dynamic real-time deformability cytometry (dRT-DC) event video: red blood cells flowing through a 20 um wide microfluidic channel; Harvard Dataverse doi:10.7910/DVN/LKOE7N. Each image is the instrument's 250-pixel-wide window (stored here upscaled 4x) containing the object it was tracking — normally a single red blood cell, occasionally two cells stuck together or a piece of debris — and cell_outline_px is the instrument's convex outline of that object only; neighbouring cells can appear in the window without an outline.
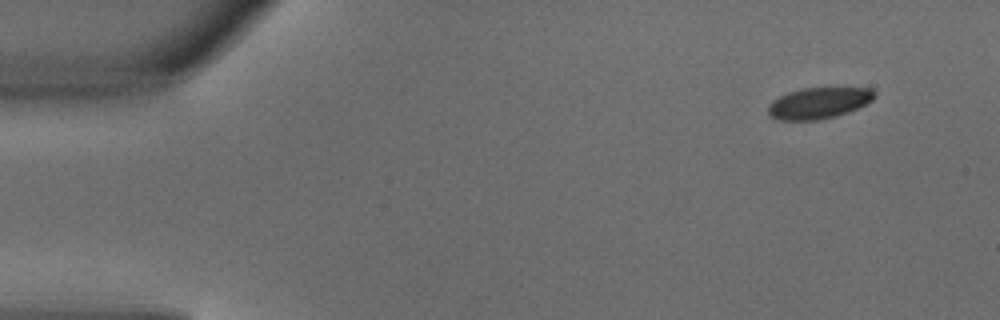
{"species": "common noctule bat (a hibernating species)", "species_latin": "Nyctalus noctula", "temperature_condition": "warm", "stored_images_in_passage": 6, "camera_frame_rate_fps": 3000, "um_per_image_px": 0.085, "animal": {"sex": "male", "body_mass_g": 18.8}, "frame": {"image": 1, "passage_image": 1, "time_ms": 0.0, "image_size_px": [1000, 320], "cell_outline_px": [[876, 96], [868, 104], [848, 112], [836, 116], [816, 120], [780, 120], [772, 116], [768, 112], [768, 104], [772, 100], [788, 92], [800, 88], [832, 84], [872, 88], [876, 92]], "centroid_in_image_um": [69.69, 8.68], "position_along_channel_um": 15.3, "area_um2": 20.46}}
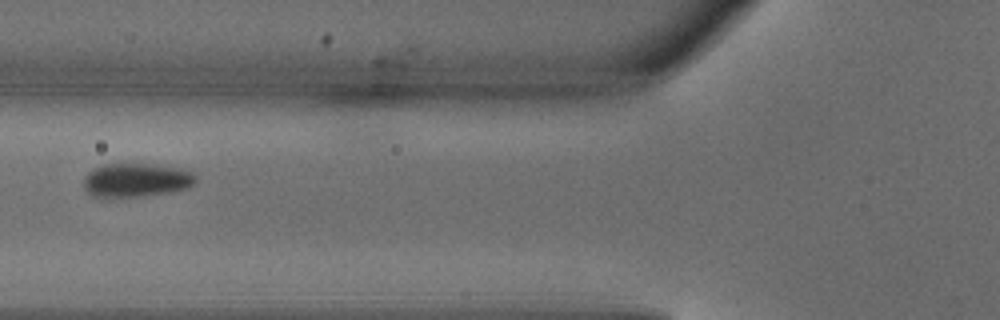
{"frame": {"image": 2, "passage_image": 5, "time_ms": 1.333, "image_size_px": [1000, 320], "cell_outline_px": [[196, 184], [188, 188], [172, 192], [108, 200], [104, 200], [92, 196], [84, 188], [84, 176], [88, 172], [104, 164], [148, 164], [180, 168], [192, 172], [196, 176]], "centroid_in_image_um": [11.55, 15.35], "position_along_channel_um": 114.2, "area_um2": 22.66}}
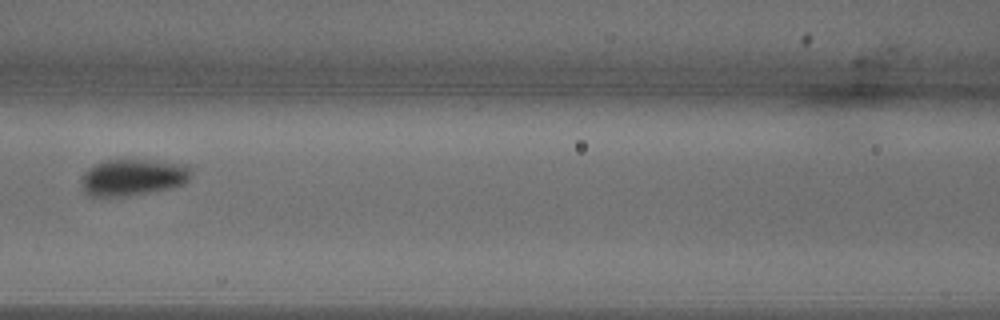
{"frame": {"image": 3, "passage_image": 6, "time_ms": 1.667, "image_size_px": [1000, 320], "cell_outline_px": [[192, 172], [188, 180], [184, 184], [168, 188], [148, 192], [124, 196], [88, 196], [84, 192], [84, 172], [88, 168], [104, 160], [144, 160], [188, 164]], "centroid_in_image_um": [11.33, 15.06], "position_along_channel_um": 155.3, "area_um2": 23.06}}